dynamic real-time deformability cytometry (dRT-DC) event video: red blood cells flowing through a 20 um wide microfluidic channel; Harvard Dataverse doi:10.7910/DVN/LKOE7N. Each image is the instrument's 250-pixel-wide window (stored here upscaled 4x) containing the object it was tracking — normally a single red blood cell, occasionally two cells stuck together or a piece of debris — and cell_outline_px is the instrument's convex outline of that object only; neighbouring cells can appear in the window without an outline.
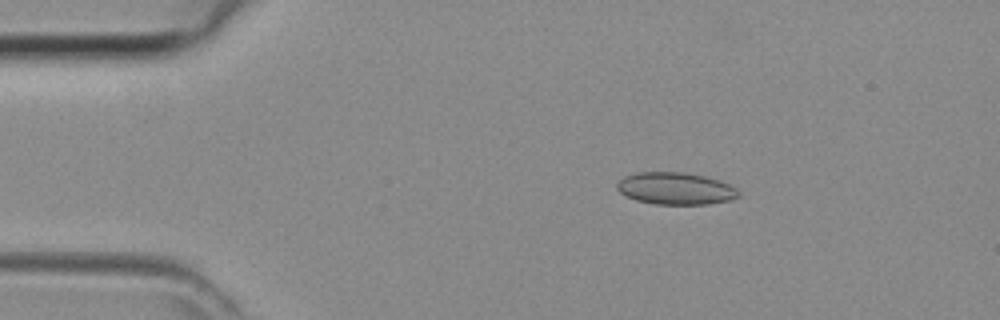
{"species": "common noctule bat (a hibernating species)", "species_latin": "Nyctalus noctula", "temperature_condition": "room temperature", "stored_images_in_passage": 37, "camera_frame_rate_fps": 3000, "um_per_image_px": 0.085, "animal": {"sex": "female", "body_mass_g": 29.2, "forearm_length_mm": 56.3}, "frame": {"image": 1, "passage_image": 1, "time_ms": 0.0, "image_size_px": [1000, 320], "cell_outline_px": [[740, 196], [732, 200], [708, 204], [656, 204], [636, 200], [624, 196], [616, 188], [616, 184], [624, 176], [636, 172], [684, 172], [704, 176], [720, 180], [736, 188], [740, 192]], "centroid_in_image_um": [57.42, 16.02], "position_along_channel_um": 27.6, "area_um2": 22.95}}
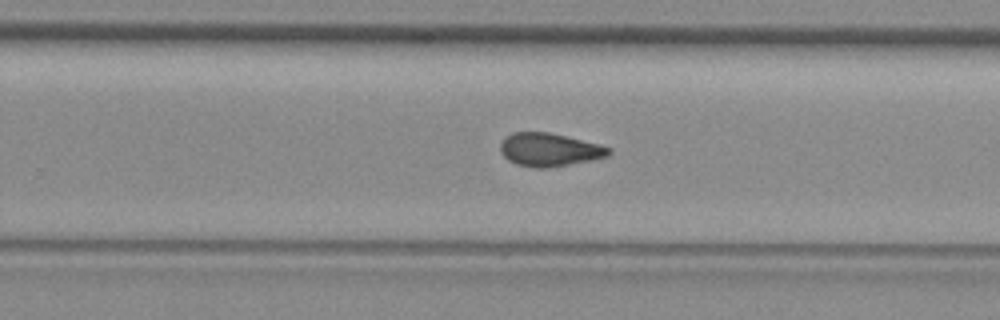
{"frame": {"image": 2, "passage_image": 21, "time_ms": 6.667, "image_size_px": [1000, 320], "cell_outline_px": [[612, 152], [608, 156], [592, 160], [548, 168], [532, 168], [516, 164], [508, 160], [500, 152], [500, 144], [504, 136], [512, 132], [548, 132], [600, 144], [612, 148]], "centroid_in_image_um": [46.68, 12.73], "position_along_channel_um": 283.1, "area_um2": 21.21}}
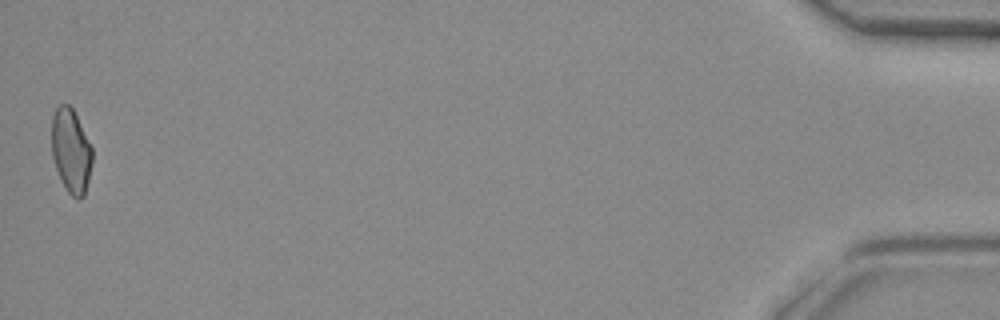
{"frame": {"image": 3, "passage_image": 37, "time_ms": 12.0, "image_size_px": [1000, 320], "cell_outline_px": [[92, 164], [84, 196], [80, 200], [76, 200], [68, 192], [60, 180], [52, 156], [52, 116], [56, 108], [60, 104], [68, 104], [72, 108], [92, 148]], "centroid_in_image_um": [6.03, 12.86], "position_along_channel_um": 429.2, "area_um2": 19.83}}